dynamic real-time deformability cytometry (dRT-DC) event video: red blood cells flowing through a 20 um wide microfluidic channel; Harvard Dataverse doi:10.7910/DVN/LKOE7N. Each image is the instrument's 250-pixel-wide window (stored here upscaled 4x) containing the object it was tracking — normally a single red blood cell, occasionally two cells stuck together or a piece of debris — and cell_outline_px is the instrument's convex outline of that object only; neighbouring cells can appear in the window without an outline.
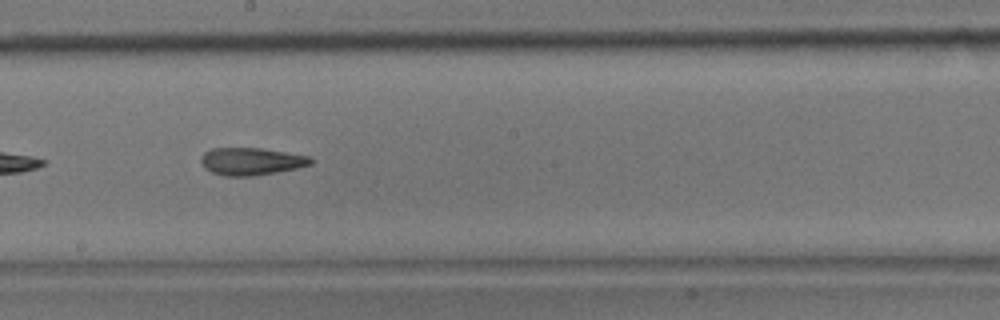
{"species": "common noctule bat (a hibernating species)", "species_latin": "Nyctalus noctula", "temperature_condition": "room temperature", "stored_images_in_passage": 17, "camera_frame_rate_fps": 3000, "um_per_image_px": 0.085, "animal": {"sex": "male", "body_mass_g": 17.9}, "frame": {"image": 1, "passage_image": 12, "time_ms": 3.667, "image_size_px": [1000, 320], "cell_outline_px": [[312, 164], [296, 168], [256, 176], [224, 176], [212, 172], [204, 168], [200, 160], [200, 156], [204, 152], [212, 148], [260, 148], [312, 156]], "centroid_in_image_um": [21.34, 13.71], "position_along_channel_um": 226.9, "area_um2": 17.69}}